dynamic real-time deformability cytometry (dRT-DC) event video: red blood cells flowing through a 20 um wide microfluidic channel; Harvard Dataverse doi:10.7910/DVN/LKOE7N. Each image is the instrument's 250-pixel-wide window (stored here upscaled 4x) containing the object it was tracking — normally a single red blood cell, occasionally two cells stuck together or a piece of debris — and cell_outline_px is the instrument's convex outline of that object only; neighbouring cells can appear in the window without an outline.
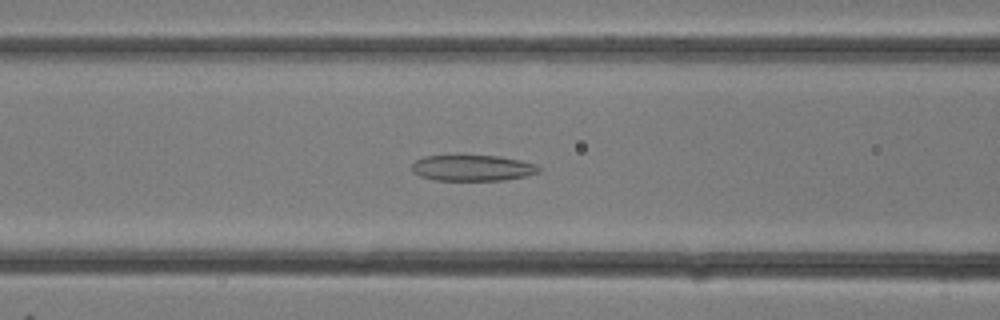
{"species": "common noctule bat (a hibernating species)", "species_latin": "Nyctalus noctula", "temperature_condition": "room temperature", "stored_images_in_passage": 33, "camera_frame_rate_fps": 3000, "um_per_image_px": 0.085, "animal": {"sex": "female"}, "frame": {"image": 1, "passage_image": 13, "time_ms": 4.0, "image_size_px": [1000, 320], "cell_outline_px": [[540, 172], [524, 176], [504, 180], [436, 180], [420, 176], [412, 172], [412, 164], [416, 160], [424, 156], [500, 156], [520, 160], [536, 164], [540, 168]], "centroid_in_image_um": [40.16, 14.28], "position_along_channel_um": 126.4, "area_um2": 19.07}}
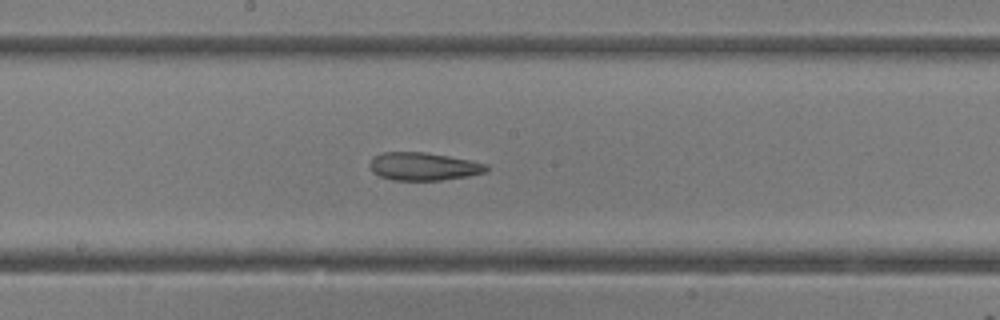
{"frame": {"image": 2, "passage_image": 17, "time_ms": 5.333, "image_size_px": [1000, 320], "cell_outline_px": [[488, 172], [468, 176], [440, 180], [392, 180], [380, 176], [372, 172], [368, 164], [372, 156], [380, 152], [424, 152], [448, 156], [488, 164]], "centroid_in_image_um": [35.96, 14.14], "position_along_channel_um": 212.2, "area_um2": 19.13}}
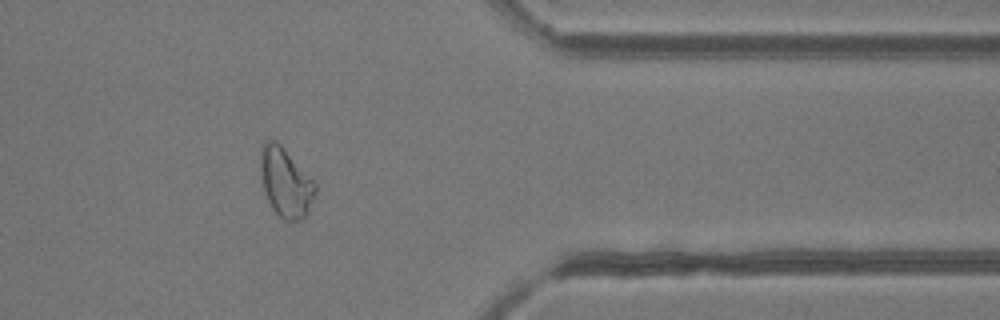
{"frame": {"image": 3, "passage_image": 26, "time_ms": 8.333, "image_size_px": [1000, 320], "cell_outline_px": [[316, 192], [308, 212], [304, 220], [284, 220], [272, 208], [264, 192], [260, 180], [260, 148], [264, 140], [276, 140], [284, 148], [316, 184]], "centroid_in_image_um": [24.24, 15.5], "position_along_channel_um": 387.2, "area_um2": 22.2}}